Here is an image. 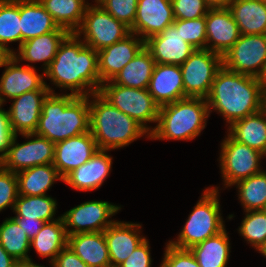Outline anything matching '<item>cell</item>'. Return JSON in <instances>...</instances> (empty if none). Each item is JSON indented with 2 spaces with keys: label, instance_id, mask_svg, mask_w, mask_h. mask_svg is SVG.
<instances>
[{
  "label": "cell",
  "instance_id": "7bdbcfd3",
  "mask_svg": "<svg viewBox=\"0 0 266 267\" xmlns=\"http://www.w3.org/2000/svg\"><path fill=\"white\" fill-rule=\"evenodd\" d=\"M160 267H200L189 249H180L166 243Z\"/></svg>",
  "mask_w": 266,
  "mask_h": 267
},
{
  "label": "cell",
  "instance_id": "7402d4cb",
  "mask_svg": "<svg viewBox=\"0 0 266 267\" xmlns=\"http://www.w3.org/2000/svg\"><path fill=\"white\" fill-rule=\"evenodd\" d=\"M147 89L160 107L186 98L180 65L155 64Z\"/></svg>",
  "mask_w": 266,
  "mask_h": 267
},
{
  "label": "cell",
  "instance_id": "681fc988",
  "mask_svg": "<svg viewBox=\"0 0 266 267\" xmlns=\"http://www.w3.org/2000/svg\"><path fill=\"white\" fill-rule=\"evenodd\" d=\"M210 8H225L232 0H204Z\"/></svg>",
  "mask_w": 266,
  "mask_h": 267
},
{
  "label": "cell",
  "instance_id": "7c38bea8",
  "mask_svg": "<svg viewBox=\"0 0 266 267\" xmlns=\"http://www.w3.org/2000/svg\"><path fill=\"white\" fill-rule=\"evenodd\" d=\"M222 62L233 72L259 78L266 63V34L240 35Z\"/></svg>",
  "mask_w": 266,
  "mask_h": 267
},
{
  "label": "cell",
  "instance_id": "6da1fadb",
  "mask_svg": "<svg viewBox=\"0 0 266 267\" xmlns=\"http://www.w3.org/2000/svg\"><path fill=\"white\" fill-rule=\"evenodd\" d=\"M52 84L71 90L76 96L99 92L102 83L98 72V51L69 33L60 43L55 58L43 72Z\"/></svg>",
  "mask_w": 266,
  "mask_h": 267
},
{
  "label": "cell",
  "instance_id": "d4e9b609",
  "mask_svg": "<svg viewBox=\"0 0 266 267\" xmlns=\"http://www.w3.org/2000/svg\"><path fill=\"white\" fill-rule=\"evenodd\" d=\"M67 245L89 267H111L104 232L69 235Z\"/></svg>",
  "mask_w": 266,
  "mask_h": 267
},
{
  "label": "cell",
  "instance_id": "83f0119b",
  "mask_svg": "<svg viewBox=\"0 0 266 267\" xmlns=\"http://www.w3.org/2000/svg\"><path fill=\"white\" fill-rule=\"evenodd\" d=\"M21 44L59 26L38 0H20Z\"/></svg>",
  "mask_w": 266,
  "mask_h": 267
},
{
  "label": "cell",
  "instance_id": "e0dca14e",
  "mask_svg": "<svg viewBox=\"0 0 266 267\" xmlns=\"http://www.w3.org/2000/svg\"><path fill=\"white\" fill-rule=\"evenodd\" d=\"M98 150L91 132L68 138L55 144L53 166L64 179L71 171L86 163Z\"/></svg>",
  "mask_w": 266,
  "mask_h": 267
},
{
  "label": "cell",
  "instance_id": "8992f818",
  "mask_svg": "<svg viewBox=\"0 0 266 267\" xmlns=\"http://www.w3.org/2000/svg\"><path fill=\"white\" fill-rule=\"evenodd\" d=\"M218 187H208L189 214L184 227L175 241H168L180 249L191 247L213 237L225 229L221 216Z\"/></svg>",
  "mask_w": 266,
  "mask_h": 267
},
{
  "label": "cell",
  "instance_id": "cb8c5ba5",
  "mask_svg": "<svg viewBox=\"0 0 266 267\" xmlns=\"http://www.w3.org/2000/svg\"><path fill=\"white\" fill-rule=\"evenodd\" d=\"M69 32L61 27H58L55 31L42 34L30 40L23 42L18 47V53H13L18 62H29L27 66L36 62H43V71H45L52 60L55 58L58 47ZM31 63V64H30Z\"/></svg>",
  "mask_w": 266,
  "mask_h": 267
},
{
  "label": "cell",
  "instance_id": "277c9868",
  "mask_svg": "<svg viewBox=\"0 0 266 267\" xmlns=\"http://www.w3.org/2000/svg\"><path fill=\"white\" fill-rule=\"evenodd\" d=\"M90 132L99 150L123 148L150 133L135 119L126 115L99 92L89 95Z\"/></svg>",
  "mask_w": 266,
  "mask_h": 267
},
{
  "label": "cell",
  "instance_id": "484cf974",
  "mask_svg": "<svg viewBox=\"0 0 266 267\" xmlns=\"http://www.w3.org/2000/svg\"><path fill=\"white\" fill-rule=\"evenodd\" d=\"M227 7L241 35L266 34V3L263 0H232Z\"/></svg>",
  "mask_w": 266,
  "mask_h": 267
},
{
  "label": "cell",
  "instance_id": "f907efd6",
  "mask_svg": "<svg viewBox=\"0 0 266 267\" xmlns=\"http://www.w3.org/2000/svg\"><path fill=\"white\" fill-rule=\"evenodd\" d=\"M51 266L50 267H56L55 264L53 262H50ZM17 267H45V266H41L39 264H35L33 263L32 259H27V260H23V261H19L17 263Z\"/></svg>",
  "mask_w": 266,
  "mask_h": 267
},
{
  "label": "cell",
  "instance_id": "816d5d0a",
  "mask_svg": "<svg viewBox=\"0 0 266 267\" xmlns=\"http://www.w3.org/2000/svg\"><path fill=\"white\" fill-rule=\"evenodd\" d=\"M260 80V82L262 83L263 88H266V63L265 66L263 68L262 73L260 74V77L258 78Z\"/></svg>",
  "mask_w": 266,
  "mask_h": 267
},
{
  "label": "cell",
  "instance_id": "4316f807",
  "mask_svg": "<svg viewBox=\"0 0 266 267\" xmlns=\"http://www.w3.org/2000/svg\"><path fill=\"white\" fill-rule=\"evenodd\" d=\"M228 134L266 156V109L246 116L228 127Z\"/></svg>",
  "mask_w": 266,
  "mask_h": 267
},
{
  "label": "cell",
  "instance_id": "9f6ffc18",
  "mask_svg": "<svg viewBox=\"0 0 266 267\" xmlns=\"http://www.w3.org/2000/svg\"><path fill=\"white\" fill-rule=\"evenodd\" d=\"M85 1V0H84ZM101 0H95L96 4H99Z\"/></svg>",
  "mask_w": 266,
  "mask_h": 267
},
{
  "label": "cell",
  "instance_id": "4fadbf2b",
  "mask_svg": "<svg viewBox=\"0 0 266 267\" xmlns=\"http://www.w3.org/2000/svg\"><path fill=\"white\" fill-rule=\"evenodd\" d=\"M121 206L107 201H86L61 215L67 235L87 232H104L115 220L109 218L115 215ZM70 227V229H68Z\"/></svg>",
  "mask_w": 266,
  "mask_h": 267
},
{
  "label": "cell",
  "instance_id": "db71d44e",
  "mask_svg": "<svg viewBox=\"0 0 266 267\" xmlns=\"http://www.w3.org/2000/svg\"><path fill=\"white\" fill-rule=\"evenodd\" d=\"M259 253L266 257V244L259 250Z\"/></svg>",
  "mask_w": 266,
  "mask_h": 267
},
{
  "label": "cell",
  "instance_id": "ba28073f",
  "mask_svg": "<svg viewBox=\"0 0 266 267\" xmlns=\"http://www.w3.org/2000/svg\"><path fill=\"white\" fill-rule=\"evenodd\" d=\"M88 47L99 51L125 39L130 27L110 15L99 4L88 5L80 27L74 32Z\"/></svg>",
  "mask_w": 266,
  "mask_h": 267
},
{
  "label": "cell",
  "instance_id": "f1b7e54d",
  "mask_svg": "<svg viewBox=\"0 0 266 267\" xmlns=\"http://www.w3.org/2000/svg\"><path fill=\"white\" fill-rule=\"evenodd\" d=\"M155 64L151 53L144 46L111 81L124 87L147 89Z\"/></svg>",
  "mask_w": 266,
  "mask_h": 267
},
{
  "label": "cell",
  "instance_id": "5b68a950",
  "mask_svg": "<svg viewBox=\"0 0 266 267\" xmlns=\"http://www.w3.org/2000/svg\"><path fill=\"white\" fill-rule=\"evenodd\" d=\"M210 116L206 98L186 97L160 107L150 139L192 140L206 127Z\"/></svg>",
  "mask_w": 266,
  "mask_h": 267
},
{
  "label": "cell",
  "instance_id": "7dc6e473",
  "mask_svg": "<svg viewBox=\"0 0 266 267\" xmlns=\"http://www.w3.org/2000/svg\"><path fill=\"white\" fill-rule=\"evenodd\" d=\"M20 227L25 231L30 241L37 235L43 225L46 223L42 220H31L26 218H13Z\"/></svg>",
  "mask_w": 266,
  "mask_h": 267
},
{
  "label": "cell",
  "instance_id": "9a60e30c",
  "mask_svg": "<svg viewBox=\"0 0 266 267\" xmlns=\"http://www.w3.org/2000/svg\"><path fill=\"white\" fill-rule=\"evenodd\" d=\"M175 21L171 0H138L131 33L142 40L160 34Z\"/></svg>",
  "mask_w": 266,
  "mask_h": 267
},
{
  "label": "cell",
  "instance_id": "52a82bcc",
  "mask_svg": "<svg viewBox=\"0 0 266 267\" xmlns=\"http://www.w3.org/2000/svg\"><path fill=\"white\" fill-rule=\"evenodd\" d=\"M99 93L114 107L135 119L149 133L147 123H157L160 106L148 89H136L114 84L111 80L102 83Z\"/></svg>",
  "mask_w": 266,
  "mask_h": 267
},
{
  "label": "cell",
  "instance_id": "f5cc1de1",
  "mask_svg": "<svg viewBox=\"0 0 266 267\" xmlns=\"http://www.w3.org/2000/svg\"><path fill=\"white\" fill-rule=\"evenodd\" d=\"M8 56L1 48H0V67L4 61V59Z\"/></svg>",
  "mask_w": 266,
  "mask_h": 267
},
{
  "label": "cell",
  "instance_id": "60d3db41",
  "mask_svg": "<svg viewBox=\"0 0 266 267\" xmlns=\"http://www.w3.org/2000/svg\"><path fill=\"white\" fill-rule=\"evenodd\" d=\"M18 197V179L16 173L0 166V212L5 208L14 209Z\"/></svg>",
  "mask_w": 266,
  "mask_h": 267
},
{
  "label": "cell",
  "instance_id": "f546056e",
  "mask_svg": "<svg viewBox=\"0 0 266 267\" xmlns=\"http://www.w3.org/2000/svg\"><path fill=\"white\" fill-rule=\"evenodd\" d=\"M68 235L62 217L46 222L30 241V247L42 258L53 262L59 252L67 246Z\"/></svg>",
  "mask_w": 266,
  "mask_h": 267
},
{
  "label": "cell",
  "instance_id": "5bb4252c",
  "mask_svg": "<svg viewBox=\"0 0 266 267\" xmlns=\"http://www.w3.org/2000/svg\"><path fill=\"white\" fill-rule=\"evenodd\" d=\"M18 60L8 55L1 67L5 70L0 78V105L6 102V97L13 99L25 92L34 90H49L55 93L52 87L44 81V74H38L35 67L18 65Z\"/></svg>",
  "mask_w": 266,
  "mask_h": 267
},
{
  "label": "cell",
  "instance_id": "b9f144b4",
  "mask_svg": "<svg viewBox=\"0 0 266 267\" xmlns=\"http://www.w3.org/2000/svg\"><path fill=\"white\" fill-rule=\"evenodd\" d=\"M175 19H198L207 15L210 7L204 0H171Z\"/></svg>",
  "mask_w": 266,
  "mask_h": 267
},
{
  "label": "cell",
  "instance_id": "ab89813d",
  "mask_svg": "<svg viewBox=\"0 0 266 267\" xmlns=\"http://www.w3.org/2000/svg\"><path fill=\"white\" fill-rule=\"evenodd\" d=\"M138 0H101L102 6L110 15L132 27L136 18Z\"/></svg>",
  "mask_w": 266,
  "mask_h": 267
},
{
  "label": "cell",
  "instance_id": "8d00e7d4",
  "mask_svg": "<svg viewBox=\"0 0 266 267\" xmlns=\"http://www.w3.org/2000/svg\"><path fill=\"white\" fill-rule=\"evenodd\" d=\"M238 199L245 211L263 210L266 206V171L245 178L235 183Z\"/></svg>",
  "mask_w": 266,
  "mask_h": 267
},
{
  "label": "cell",
  "instance_id": "d6986e66",
  "mask_svg": "<svg viewBox=\"0 0 266 267\" xmlns=\"http://www.w3.org/2000/svg\"><path fill=\"white\" fill-rule=\"evenodd\" d=\"M240 35L228 7L209 9L206 15V49L223 56Z\"/></svg>",
  "mask_w": 266,
  "mask_h": 267
},
{
  "label": "cell",
  "instance_id": "74e56055",
  "mask_svg": "<svg viewBox=\"0 0 266 267\" xmlns=\"http://www.w3.org/2000/svg\"><path fill=\"white\" fill-rule=\"evenodd\" d=\"M245 213L238 231L248 244L259 251L266 244V212L250 210Z\"/></svg>",
  "mask_w": 266,
  "mask_h": 267
},
{
  "label": "cell",
  "instance_id": "e575fe53",
  "mask_svg": "<svg viewBox=\"0 0 266 267\" xmlns=\"http://www.w3.org/2000/svg\"><path fill=\"white\" fill-rule=\"evenodd\" d=\"M57 202L48 195L25 196L18 195L13 212L16 216L12 218H26L31 220H42L50 222L55 220Z\"/></svg>",
  "mask_w": 266,
  "mask_h": 267
},
{
  "label": "cell",
  "instance_id": "44dd1931",
  "mask_svg": "<svg viewBox=\"0 0 266 267\" xmlns=\"http://www.w3.org/2000/svg\"><path fill=\"white\" fill-rule=\"evenodd\" d=\"M141 227L133 222L115 221L104 231L111 267H118L146 239L140 236Z\"/></svg>",
  "mask_w": 266,
  "mask_h": 267
},
{
  "label": "cell",
  "instance_id": "3957f363",
  "mask_svg": "<svg viewBox=\"0 0 266 267\" xmlns=\"http://www.w3.org/2000/svg\"><path fill=\"white\" fill-rule=\"evenodd\" d=\"M90 132L89 96L49 93L35 134L54 144Z\"/></svg>",
  "mask_w": 266,
  "mask_h": 267
},
{
  "label": "cell",
  "instance_id": "d6a6232c",
  "mask_svg": "<svg viewBox=\"0 0 266 267\" xmlns=\"http://www.w3.org/2000/svg\"><path fill=\"white\" fill-rule=\"evenodd\" d=\"M51 14L54 22L69 33H74L81 25L90 3L84 0H38Z\"/></svg>",
  "mask_w": 266,
  "mask_h": 267
},
{
  "label": "cell",
  "instance_id": "f35d334b",
  "mask_svg": "<svg viewBox=\"0 0 266 267\" xmlns=\"http://www.w3.org/2000/svg\"><path fill=\"white\" fill-rule=\"evenodd\" d=\"M175 27L180 30L182 39L196 49H206V16L198 19H175Z\"/></svg>",
  "mask_w": 266,
  "mask_h": 267
},
{
  "label": "cell",
  "instance_id": "836d02e7",
  "mask_svg": "<svg viewBox=\"0 0 266 267\" xmlns=\"http://www.w3.org/2000/svg\"><path fill=\"white\" fill-rule=\"evenodd\" d=\"M20 0H0V48L8 55L15 50L7 46L11 42L21 45Z\"/></svg>",
  "mask_w": 266,
  "mask_h": 267
},
{
  "label": "cell",
  "instance_id": "1f68e13d",
  "mask_svg": "<svg viewBox=\"0 0 266 267\" xmlns=\"http://www.w3.org/2000/svg\"><path fill=\"white\" fill-rule=\"evenodd\" d=\"M226 228L219 234L191 247L200 267H227L230 257V241Z\"/></svg>",
  "mask_w": 266,
  "mask_h": 267
},
{
  "label": "cell",
  "instance_id": "ee69618b",
  "mask_svg": "<svg viewBox=\"0 0 266 267\" xmlns=\"http://www.w3.org/2000/svg\"><path fill=\"white\" fill-rule=\"evenodd\" d=\"M152 262L149 241L145 239L118 267H151Z\"/></svg>",
  "mask_w": 266,
  "mask_h": 267
},
{
  "label": "cell",
  "instance_id": "11a10c76",
  "mask_svg": "<svg viewBox=\"0 0 266 267\" xmlns=\"http://www.w3.org/2000/svg\"><path fill=\"white\" fill-rule=\"evenodd\" d=\"M264 108L266 109V88L264 89Z\"/></svg>",
  "mask_w": 266,
  "mask_h": 267
},
{
  "label": "cell",
  "instance_id": "603a6c76",
  "mask_svg": "<svg viewBox=\"0 0 266 267\" xmlns=\"http://www.w3.org/2000/svg\"><path fill=\"white\" fill-rule=\"evenodd\" d=\"M112 159L107 150H98L86 163L71 171L63 182L77 191L99 189L111 171Z\"/></svg>",
  "mask_w": 266,
  "mask_h": 267
},
{
  "label": "cell",
  "instance_id": "ac0fdd59",
  "mask_svg": "<svg viewBox=\"0 0 266 267\" xmlns=\"http://www.w3.org/2000/svg\"><path fill=\"white\" fill-rule=\"evenodd\" d=\"M49 93V90H34L11 99L13 102L7 113L13 135L35 133L43 101Z\"/></svg>",
  "mask_w": 266,
  "mask_h": 267
},
{
  "label": "cell",
  "instance_id": "9c48e42d",
  "mask_svg": "<svg viewBox=\"0 0 266 267\" xmlns=\"http://www.w3.org/2000/svg\"><path fill=\"white\" fill-rule=\"evenodd\" d=\"M20 135L28 141L19 144L18 135L12 136L6 154L0 159L3 169L17 173L34 166L53 164L55 144L52 141L35 133Z\"/></svg>",
  "mask_w": 266,
  "mask_h": 267
},
{
  "label": "cell",
  "instance_id": "f6af8a7d",
  "mask_svg": "<svg viewBox=\"0 0 266 267\" xmlns=\"http://www.w3.org/2000/svg\"><path fill=\"white\" fill-rule=\"evenodd\" d=\"M53 263L56 267H89L68 245L57 254Z\"/></svg>",
  "mask_w": 266,
  "mask_h": 267
},
{
  "label": "cell",
  "instance_id": "2e32d148",
  "mask_svg": "<svg viewBox=\"0 0 266 267\" xmlns=\"http://www.w3.org/2000/svg\"><path fill=\"white\" fill-rule=\"evenodd\" d=\"M182 38L180 30L171 24L160 34L145 40V47L156 64L181 65L196 49Z\"/></svg>",
  "mask_w": 266,
  "mask_h": 267
},
{
  "label": "cell",
  "instance_id": "d590c367",
  "mask_svg": "<svg viewBox=\"0 0 266 267\" xmlns=\"http://www.w3.org/2000/svg\"><path fill=\"white\" fill-rule=\"evenodd\" d=\"M0 245L18 262L30 259V239L12 217L0 225Z\"/></svg>",
  "mask_w": 266,
  "mask_h": 267
},
{
  "label": "cell",
  "instance_id": "4dcf8cb0",
  "mask_svg": "<svg viewBox=\"0 0 266 267\" xmlns=\"http://www.w3.org/2000/svg\"><path fill=\"white\" fill-rule=\"evenodd\" d=\"M18 195H46L55 181H63L53 164L38 165L16 173Z\"/></svg>",
  "mask_w": 266,
  "mask_h": 267
},
{
  "label": "cell",
  "instance_id": "c3c4849f",
  "mask_svg": "<svg viewBox=\"0 0 266 267\" xmlns=\"http://www.w3.org/2000/svg\"><path fill=\"white\" fill-rule=\"evenodd\" d=\"M18 261L10 256L0 245V267H17Z\"/></svg>",
  "mask_w": 266,
  "mask_h": 267
},
{
  "label": "cell",
  "instance_id": "7a4b0ae2",
  "mask_svg": "<svg viewBox=\"0 0 266 267\" xmlns=\"http://www.w3.org/2000/svg\"><path fill=\"white\" fill-rule=\"evenodd\" d=\"M206 101L209 113L216 111L231 126L264 108V88L258 78L222 66L213 80Z\"/></svg>",
  "mask_w": 266,
  "mask_h": 267
},
{
  "label": "cell",
  "instance_id": "ffe728a7",
  "mask_svg": "<svg viewBox=\"0 0 266 267\" xmlns=\"http://www.w3.org/2000/svg\"><path fill=\"white\" fill-rule=\"evenodd\" d=\"M131 33L125 39L98 51L100 82L112 80L145 46V41Z\"/></svg>",
  "mask_w": 266,
  "mask_h": 267
},
{
  "label": "cell",
  "instance_id": "8fae6325",
  "mask_svg": "<svg viewBox=\"0 0 266 267\" xmlns=\"http://www.w3.org/2000/svg\"><path fill=\"white\" fill-rule=\"evenodd\" d=\"M223 66L222 56L208 49H195L180 65L184 93L187 97L206 98L218 70Z\"/></svg>",
  "mask_w": 266,
  "mask_h": 267
},
{
  "label": "cell",
  "instance_id": "30bf717a",
  "mask_svg": "<svg viewBox=\"0 0 266 267\" xmlns=\"http://www.w3.org/2000/svg\"><path fill=\"white\" fill-rule=\"evenodd\" d=\"M222 141L219 165L225 188L262 171V153L237 142L229 134Z\"/></svg>",
  "mask_w": 266,
  "mask_h": 267
},
{
  "label": "cell",
  "instance_id": "bcb514c9",
  "mask_svg": "<svg viewBox=\"0 0 266 267\" xmlns=\"http://www.w3.org/2000/svg\"><path fill=\"white\" fill-rule=\"evenodd\" d=\"M0 105V159L6 154L10 140L13 136L10 126L8 113Z\"/></svg>",
  "mask_w": 266,
  "mask_h": 267
}]
</instances>
